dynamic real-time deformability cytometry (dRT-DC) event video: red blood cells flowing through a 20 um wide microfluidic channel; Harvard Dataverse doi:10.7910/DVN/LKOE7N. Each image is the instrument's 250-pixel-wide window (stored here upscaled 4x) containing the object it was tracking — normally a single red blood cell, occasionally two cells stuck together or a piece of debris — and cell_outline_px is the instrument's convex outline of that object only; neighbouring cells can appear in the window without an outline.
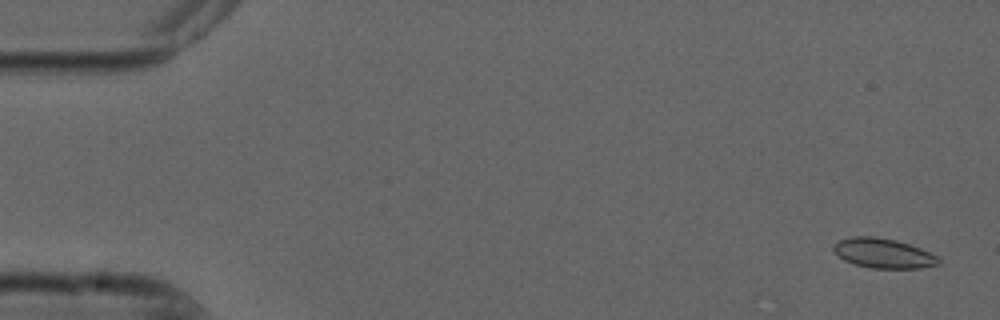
{"species": "common noctule bat (a hibernating species)", "species_latin": "Nyctalus noctula", "temperature_condition": "cold", "stored_images_in_passage": 13, "camera_frame_rate_fps": 3000, "um_per_image_px": 0.085, "animal": {"sex": "male", "forearm_length_mm": 52.5}, "frame": {"image": 1, "passage_image": 2, "time_ms": 0.333, "image_size_px": [1000, 320], "cell_outline_px": [[940, 264], [920, 268], [872, 268], [856, 264], [844, 260], [832, 248], [840, 240], [852, 236], [872, 236], [896, 240], [920, 248], [936, 256], [940, 260]], "centroid_in_image_um": [75.1, 21.53], "position_along_channel_um": 9.9, "area_um2": 17.86}}